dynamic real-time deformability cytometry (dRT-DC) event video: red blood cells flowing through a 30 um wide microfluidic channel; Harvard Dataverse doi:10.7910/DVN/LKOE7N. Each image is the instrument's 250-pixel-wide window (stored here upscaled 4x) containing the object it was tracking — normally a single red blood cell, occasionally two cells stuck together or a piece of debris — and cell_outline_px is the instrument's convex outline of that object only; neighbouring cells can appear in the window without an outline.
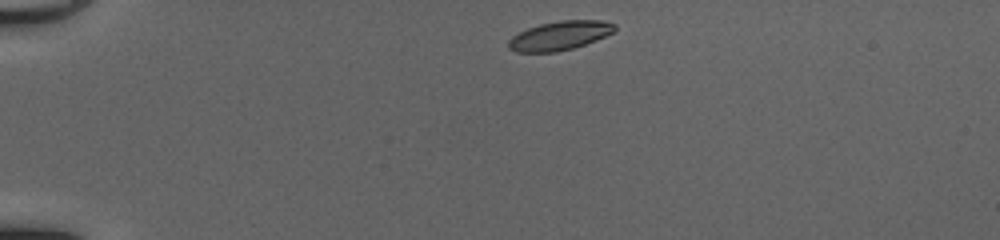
{"species": "common noctule bat (a hibernating species)", "species_latin": "Nyctalus noctula", "temperature_condition": "cold", "stored_images_in_passage": 40, "camera_frame_rate_fps": 3000, "um_per_image_px": 0.085, "animal": {"sex": "female", "body_mass_g": 20.0, "forearm_length_mm": 54.0}, "frame": {"image": 1, "passage_image": 1, "time_ms": 0.0, "image_size_px": [1000, 240], "cell_outline_px": [[616, 28], [612, 32], [596, 40], [572, 48], [556, 52], [516, 52], [508, 48], [508, 40], [512, 36], [528, 28], [540, 24], [560, 20], [600, 20], [616, 24]], "centroid_in_image_um": [47.55, 3.02], "position_along_channel_um": 37.4, "area_um2": 17.8}}
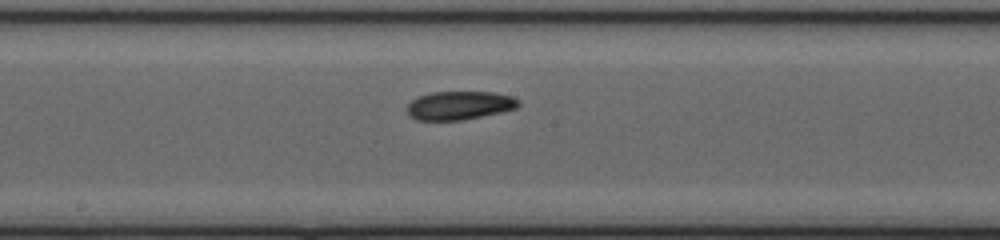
{"frame": {"image": 2, "passage_image": 18, "time_ms": 5.667, "image_size_px": [1000, 240], "cell_outline_px": [[520, 104], [516, 108], [500, 112], [464, 120], [416, 120], [408, 116], [408, 104], [412, 100], [420, 96], [432, 92], [492, 92], [512, 96], [520, 100]], "centroid_in_image_um": [39.06, 8.96], "position_along_channel_um": 209.1, "area_um2": 18.5}}
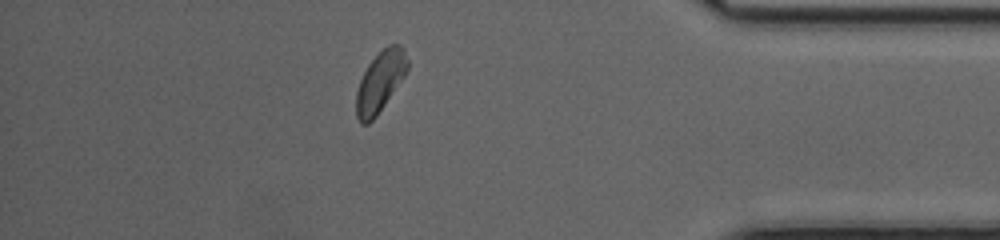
{"frame": {"image": 3, "passage_image": 34, "time_ms": 11.0, "image_size_px": [1000, 240], "cell_outline_px": [[408, 68], [404, 76], [376, 116], [368, 124], [360, 124], [356, 116], [356, 92], [360, 80], [368, 64], [388, 44], [400, 44], [404, 48], [408, 60]], "centroid_in_image_um": [32.31, 6.94], "position_along_channel_um": 402.9, "area_um2": 17.92}, "authors_computed_cell_mechanics": {"area_um2": 18.3804, "velocity_mm_per_s": 4.1469, "shape_relaxation_time_tau1_ms": 4.5994, "shape_relaxation_time_tau2_ms": 4.328, "deformation_change_tau1": 0.0918, "deformation_change_tau2": 0.095}}